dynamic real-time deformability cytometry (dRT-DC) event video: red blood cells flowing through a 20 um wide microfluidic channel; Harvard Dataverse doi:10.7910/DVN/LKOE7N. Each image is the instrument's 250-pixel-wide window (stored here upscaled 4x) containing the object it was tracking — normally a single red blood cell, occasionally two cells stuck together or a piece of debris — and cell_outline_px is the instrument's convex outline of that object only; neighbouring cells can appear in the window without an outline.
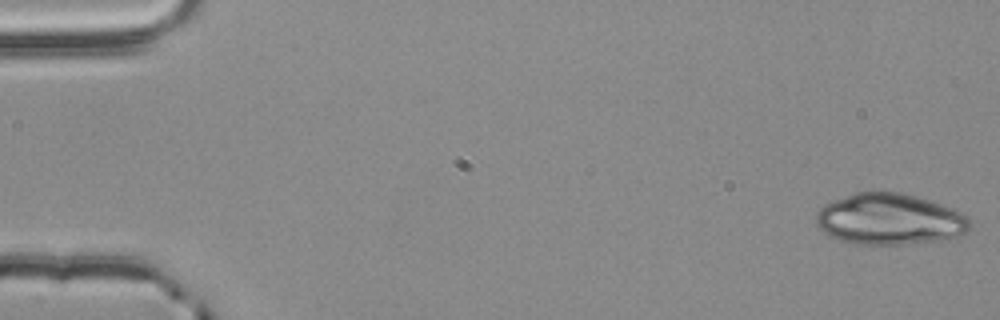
{"species": "common noctule bat (a hibernating species)", "species_latin": "Nyctalus noctula", "temperature_condition": "room temperature", "stored_images_in_passage": 53, "camera_frame_rate_fps": 3000, "um_per_image_px": 0.085, "animal": {"sex": "male", "body_mass_g": 20.4}, "frame": {"image": 1, "passage_image": 1, "time_ms": 0.0, "image_size_px": [1000, 320], "cell_outline_px": [[968, 232], [956, 236], [940, 240], [908, 244], [856, 244], [840, 240], [824, 232], [816, 224], [816, 212], [824, 204], [856, 192], [904, 192], [952, 208], [964, 216], [968, 220]], "centroid_in_image_um": [75.58, 18.63], "position_along_channel_um": 9.4, "area_um2": 45.43}}
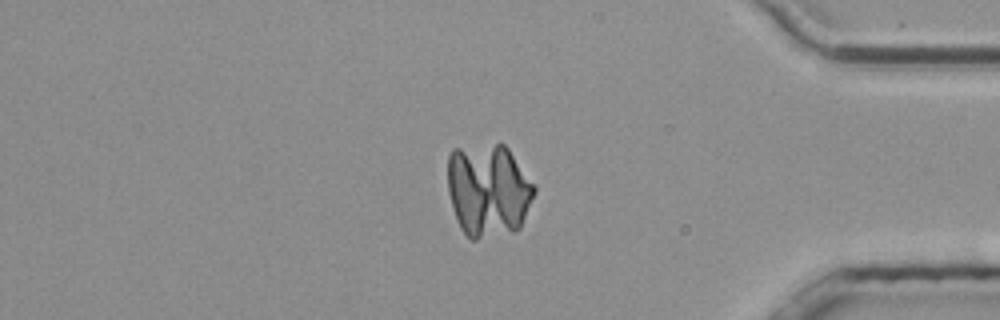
{"frame": {"image": 2, "passage_image": 46, "time_ms": 15.0, "image_size_px": [1000, 320], "cell_outline_px": [[536, 192], [520, 228], [512, 232], [476, 240], [472, 240], [460, 228], [448, 192], [448, 156], [452, 148], [496, 144], [504, 144], [508, 148], [536, 188]], "centroid_in_image_um": [41.5, 16.17], "position_along_channel_um": 393.7, "area_um2": 47.05}}